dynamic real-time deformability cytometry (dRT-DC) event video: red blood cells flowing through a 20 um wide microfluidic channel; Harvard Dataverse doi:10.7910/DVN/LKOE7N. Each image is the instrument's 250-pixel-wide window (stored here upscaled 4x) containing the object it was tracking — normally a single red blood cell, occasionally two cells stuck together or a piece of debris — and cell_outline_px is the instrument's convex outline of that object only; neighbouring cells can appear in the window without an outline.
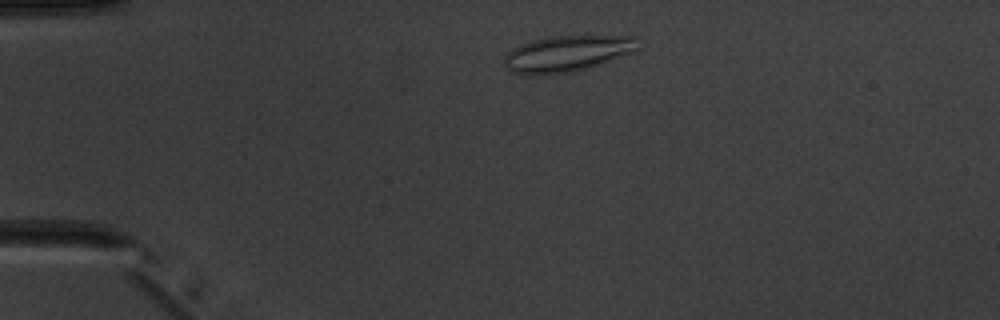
{"species": "common noctule bat (a hibernating species)", "species_latin": "Nyctalus noctula", "temperature_condition": "warm", "stored_images_in_passage": 3, "camera_frame_rate_fps": 3000, "um_per_image_px": 0.085, "animal": {"sex": "male", "body_mass_g": 20.1, "forearm_length_mm": 53.5}, "frame": {"image": 1, "passage_image": 2, "time_ms": 1.333, "image_size_px": [1000, 320], "cell_outline_px": [[640, 48], [636, 52], [572, 72], [512, 72], [504, 64], [504, 56], [512, 48], [532, 40], [548, 36], [640, 36]], "centroid_in_image_um": [48.32, 4.49], "position_along_channel_um": 36.7, "area_um2": 27.57}}